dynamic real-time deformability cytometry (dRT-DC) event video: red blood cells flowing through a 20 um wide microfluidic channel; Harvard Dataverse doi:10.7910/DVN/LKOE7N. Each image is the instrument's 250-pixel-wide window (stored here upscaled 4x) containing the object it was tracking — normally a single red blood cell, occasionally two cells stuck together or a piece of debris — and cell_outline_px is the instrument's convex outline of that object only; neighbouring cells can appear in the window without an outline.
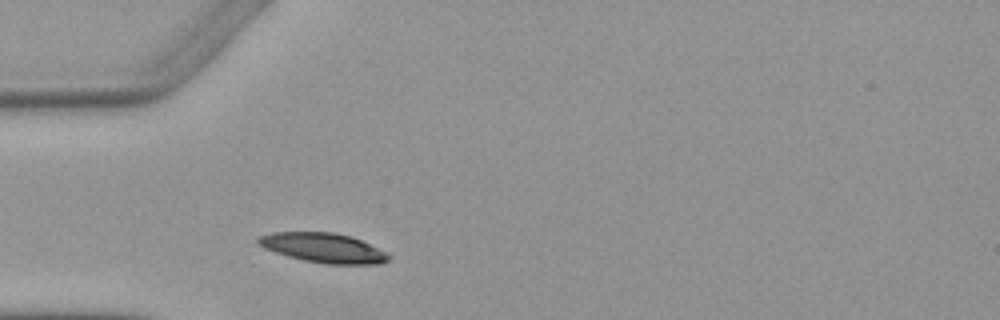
{"species": "Egyptian fruit bat (a non-hibernating species)", "species_latin": "Rousettus aegyptiacus", "temperature_condition": "warm", "stored_images_in_passage": 1, "camera_frame_rate_fps": 3000, "um_per_image_px": 0.085, "animal": {"sex": "female"}, "frame": {"image": 1, "passage_image": 1, "time_ms": 0.0, "image_size_px": [1000, 320], "cell_outline_px": [[392, 256], [388, 260], [380, 264], [324, 264], [304, 260], [288, 256], [264, 248], [256, 244], [256, 240], [260, 236], [272, 232], [332, 232], [352, 236], [388, 252]], "centroid_in_image_um": [27.51, 21.06], "position_along_channel_um": 57.5, "area_um2": 22.66}}